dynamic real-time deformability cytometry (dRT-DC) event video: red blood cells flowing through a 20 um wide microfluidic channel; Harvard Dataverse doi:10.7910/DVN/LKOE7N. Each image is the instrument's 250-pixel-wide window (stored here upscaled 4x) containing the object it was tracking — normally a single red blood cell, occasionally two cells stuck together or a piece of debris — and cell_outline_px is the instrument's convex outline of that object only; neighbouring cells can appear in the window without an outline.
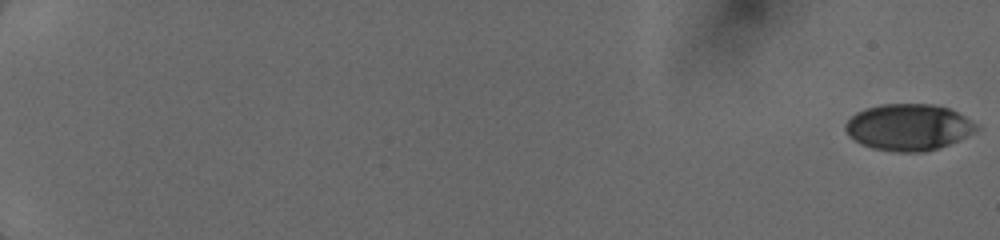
{"species": "human", "species_latin": "Homo sapiens", "temperature_condition": "cold", "stored_images_in_passage": 12, "camera_frame_rate_fps": 3000, "um_per_image_px": 0.085, "donor": {"sex": "female"}, "frame": {"image": 1, "passage_image": 1, "time_ms": 0.0, "image_size_px": [1000, 240], "cell_outline_px": [[980, 128], [976, 132], [968, 136], [948, 144], [924, 152], [896, 152], [872, 148], [860, 144], [848, 136], [844, 128], [844, 124], [856, 112], [864, 108], [880, 104], [932, 104], [948, 108], [964, 116], [976, 124]], "centroid_in_image_um": [77.19, 10.81], "position_along_channel_um": 7.8, "area_um2": 35.6}}